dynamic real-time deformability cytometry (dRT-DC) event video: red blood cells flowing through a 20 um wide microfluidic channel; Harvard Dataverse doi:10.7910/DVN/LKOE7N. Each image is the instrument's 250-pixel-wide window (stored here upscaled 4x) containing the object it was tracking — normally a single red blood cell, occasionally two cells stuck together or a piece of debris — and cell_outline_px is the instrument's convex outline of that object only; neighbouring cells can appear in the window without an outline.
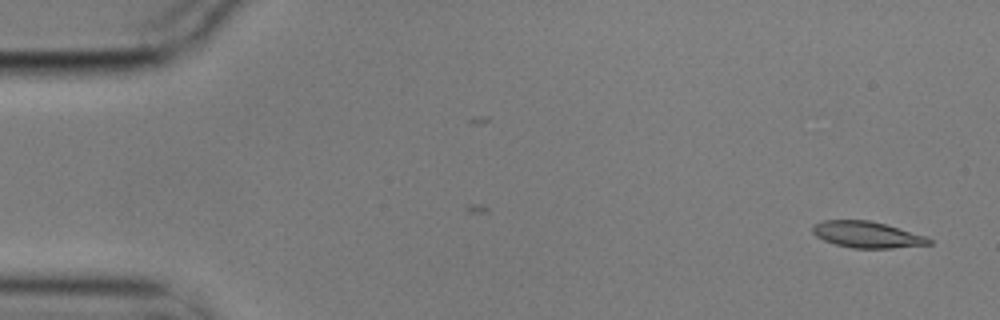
{"species": "common noctule bat (a hibernating species)", "species_latin": "Nyctalus noctula", "temperature_condition": "cold", "stored_images_in_passage": 4, "camera_frame_rate_fps": 3000, "um_per_image_px": 0.085, "animal": {"sex": "male", "body_mass_g": 17.9}, "frame": {"image": 1, "passage_image": 1, "time_ms": 0.0, "image_size_px": [1000, 320], "cell_outline_px": [[932, 244], [892, 248], [852, 248], [836, 244], [824, 240], [816, 236], [812, 232], [812, 224], [824, 220], [868, 220], [884, 224], [924, 236], [932, 240]], "centroid_in_image_um": [73.65, 19.94], "position_along_channel_um": 11.4, "area_um2": 17.63}}
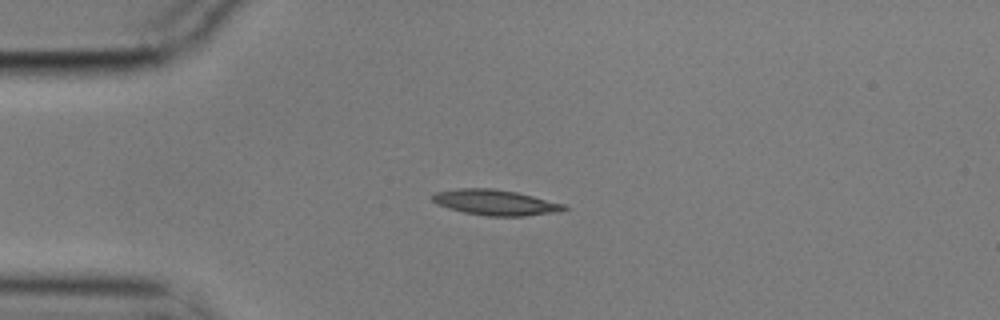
{"frame": {"image": 2, "passage_image": 4, "time_ms": 1.0, "image_size_px": [1000, 320], "cell_outline_px": [[568, 208], [560, 212], [524, 216], [488, 216], [464, 212], [448, 208], [436, 204], [432, 200], [432, 196], [436, 192], [456, 188], [492, 188], [516, 192], [564, 204]], "centroid_in_image_um": [42.09, 17.21], "position_along_channel_um": 42.9, "area_um2": 19.54}}